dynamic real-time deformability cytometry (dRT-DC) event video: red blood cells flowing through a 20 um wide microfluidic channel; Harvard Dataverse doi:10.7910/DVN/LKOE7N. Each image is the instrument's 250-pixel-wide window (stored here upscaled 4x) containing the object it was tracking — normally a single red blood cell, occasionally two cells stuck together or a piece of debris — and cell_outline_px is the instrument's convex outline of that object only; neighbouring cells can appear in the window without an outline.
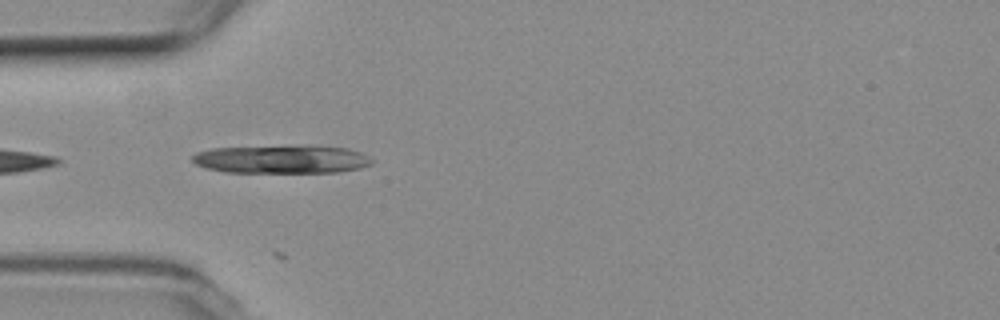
{"species": "common noctule bat (a hibernating species)", "species_latin": "Nyctalus noctula", "temperature_condition": "room temperature", "stored_images_in_passage": 7, "camera_frame_rate_fps": 3000, "um_per_image_px": 0.085, "animal": {"sex": "female", "body_mass_g": 19.3, "forearm_length_mm": 54.1}, "frame": {"image": 1, "passage_image": 5, "time_ms": 1.333, "image_size_px": [1000, 320], "cell_outline_px": [[372, 164], [360, 168], [336, 172], [224, 172], [204, 168], [196, 164], [192, 160], [192, 156], [196, 152], [212, 148], [312, 144], [348, 148], [360, 152], [368, 156], [372, 160]], "centroid_in_image_um": [23.94, 13.51], "position_along_channel_um": 61.1, "area_um2": 30.17}}